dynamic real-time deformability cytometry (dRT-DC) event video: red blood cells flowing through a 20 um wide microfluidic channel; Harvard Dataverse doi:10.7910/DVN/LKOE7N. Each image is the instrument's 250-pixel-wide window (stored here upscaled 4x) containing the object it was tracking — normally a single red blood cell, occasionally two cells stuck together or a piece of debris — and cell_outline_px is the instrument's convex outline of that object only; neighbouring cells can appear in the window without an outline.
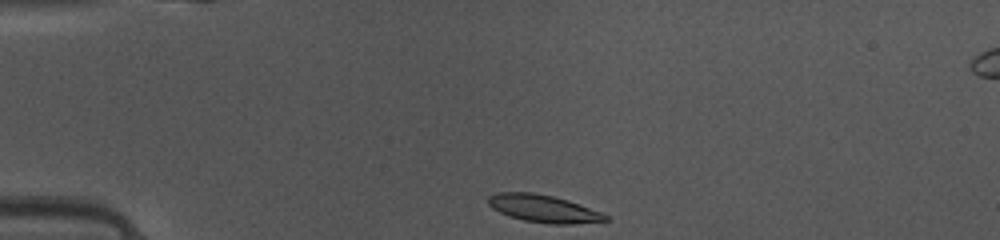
{"species": "common noctule bat (a hibernating species)", "species_latin": "Nyctalus noctula", "temperature_condition": "warm", "stored_images_in_passage": 38, "camera_frame_rate_fps": 3000, "um_per_image_px": 0.085, "animal": {"sex": "female", "body_mass_g": 10.0, "forearm_length_mm": 53.1}, "frame": {"image": 1, "passage_image": 1, "time_ms": 0.0, "image_size_px": [1000, 240], "cell_outline_px": [[612, 220], [572, 224], [548, 224], [524, 220], [508, 216], [492, 208], [488, 204], [488, 196], [496, 192], [532, 192], [552, 196], [568, 200], [604, 212]], "centroid_in_image_um": [46.23, 17.73], "position_along_channel_um": 38.8, "area_um2": 19.02}}
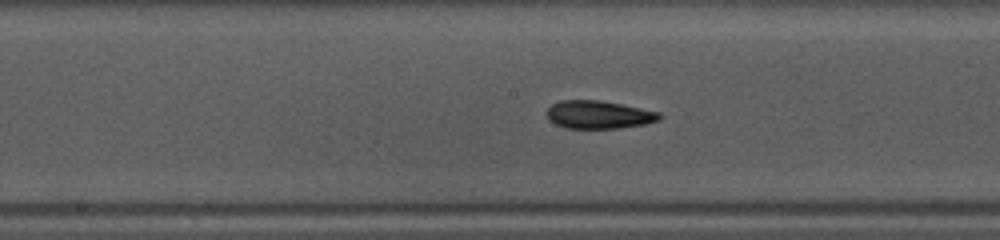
{"frame": {"image": 2, "passage_image": 15, "time_ms": 4.667, "image_size_px": [1000, 240], "cell_outline_px": [[664, 116], [660, 120], [644, 124], [620, 128], [564, 128], [548, 120], [544, 112], [552, 104], [560, 100], [600, 100], [660, 112]], "centroid_in_image_um": [50.87, 9.75], "position_along_channel_um": 197.3, "area_um2": 18.55}}
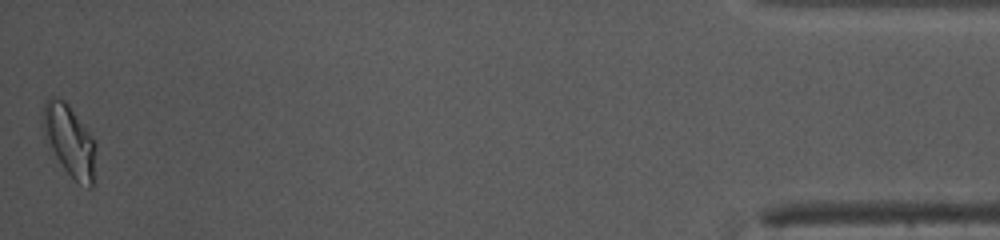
{"frame": {"image": 3, "passage_image": 38, "time_ms": 12.333, "image_size_px": [1000, 240], "cell_outline_px": [[96, 144], [92, 188], [88, 188], [76, 180], [48, 152], [40, 124], [40, 120], [44, 104], [48, 96], [52, 96], [64, 100], [68, 104], [96, 140]], "centroid_in_image_um": [5.84, 11.91], "position_along_channel_um": 429.4, "area_um2": 22.72}, "authors_computed_cell_mechanics": {"area_um2": 18.7272, "velocity_mm_per_s": 4.1245, "shape_relaxation_time_tau1_ms": 2.457, "shape_relaxation_time_tau2_ms": null, "deformation_change_tau1": 0.133, "deformation_change_tau2": null}}